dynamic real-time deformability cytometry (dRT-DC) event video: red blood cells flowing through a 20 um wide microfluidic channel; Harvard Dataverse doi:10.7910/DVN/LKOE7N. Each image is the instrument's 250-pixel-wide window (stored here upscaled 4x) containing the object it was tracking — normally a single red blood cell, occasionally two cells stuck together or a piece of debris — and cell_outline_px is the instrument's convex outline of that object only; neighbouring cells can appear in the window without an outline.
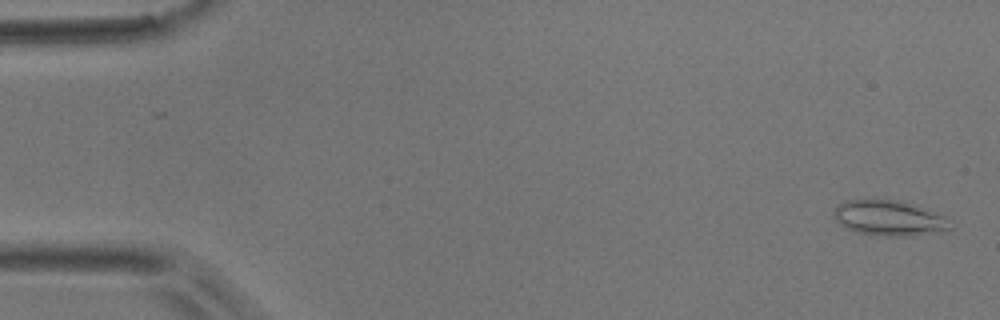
{"species": "common noctule bat (a hibernating species)", "species_latin": "Nyctalus noctula", "temperature_condition": "room temperature", "stored_images_in_passage": 51, "camera_frame_rate_fps": 3000, "um_per_image_px": 0.085, "animal": {"sex": "male", "body_mass_g": 17.9}, "frame": {"image": 1, "passage_image": 2, "time_ms": 0.333, "image_size_px": [1000, 320], "cell_outline_px": [[952, 228], [912, 236], [876, 236], [856, 232], [844, 228], [832, 216], [832, 212], [836, 204], [844, 200], [900, 200], [916, 204], [944, 216]], "centroid_in_image_um": [75.48, 18.53], "position_along_channel_um": 9.5, "area_um2": 24.16}}
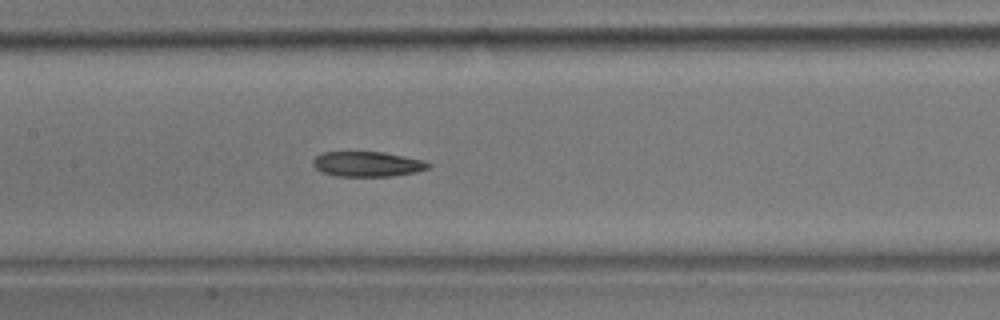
{"frame": {"image": 2, "passage_image": 24, "time_ms": 7.667, "image_size_px": [1000, 320], "cell_outline_px": [[432, 164], [428, 168], [416, 172], [392, 176], [336, 176], [324, 172], [316, 168], [312, 164], [312, 160], [316, 156], [324, 152], [384, 152], [424, 160]], "centroid_in_image_um": [31.25, 13.94], "position_along_channel_um": 176.2, "area_um2": 16.82}}
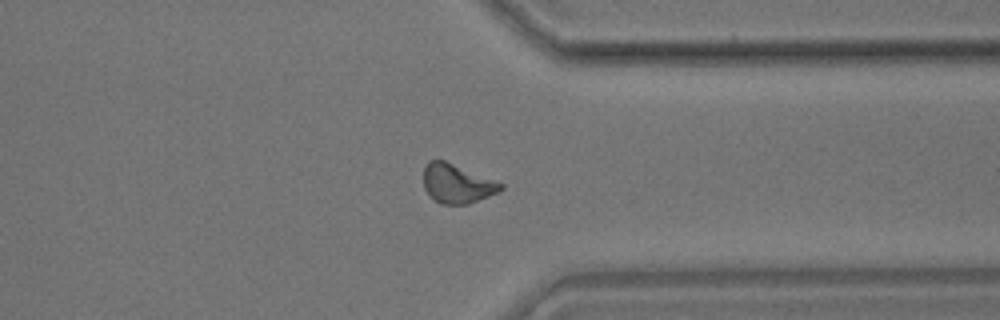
{"frame": {"image": 3, "passage_image": 39, "time_ms": 12.667, "image_size_px": [1000, 320], "cell_outline_px": [[504, 188], [488, 196], [468, 204], [440, 204], [424, 188], [424, 168], [428, 160], [444, 160], [504, 184]], "centroid_in_image_um": [38.83, 15.6], "position_along_channel_um": 372.6, "area_um2": 17.22}}